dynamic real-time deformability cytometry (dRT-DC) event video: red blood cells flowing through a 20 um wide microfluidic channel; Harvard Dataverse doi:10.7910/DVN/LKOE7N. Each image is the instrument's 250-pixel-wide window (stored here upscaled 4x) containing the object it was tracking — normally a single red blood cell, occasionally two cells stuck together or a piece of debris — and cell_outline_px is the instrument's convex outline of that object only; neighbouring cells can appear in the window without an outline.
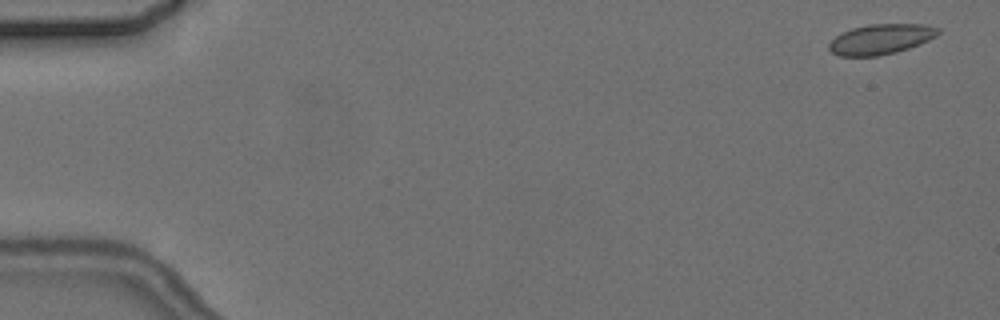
{"species": "common noctule bat (a hibernating species)", "species_latin": "Nyctalus noctula", "temperature_condition": "cold", "stored_images_in_passage": 6, "camera_frame_rate_fps": 3000, "um_per_image_px": 0.085, "animal": {"sex": "female", "body_mass_g": 24.6, "forearm_length_mm": 56.2}, "frame": {"image": 1, "passage_image": 1, "time_ms": 0.0, "image_size_px": [1000, 320], "cell_outline_px": [[940, 32], [936, 36], [928, 40], [908, 48], [896, 52], [880, 56], [840, 56], [832, 52], [828, 48], [828, 44], [836, 36], [852, 28], [868, 24], [924, 24], [940, 28]], "centroid_in_image_um": [74.87, 3.33], "position_along_channel_um": 10.1, "area_um2": 19.13}}